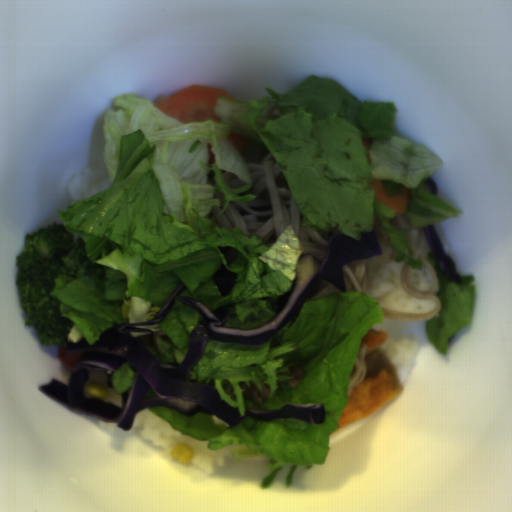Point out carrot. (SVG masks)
<instances>
[{"label": "carrot", "mask_w": 512, "mask_h": 512, "mask_svg": "<svg viewBox=\"0 0 512 512\" xmlns=\"http://www.w3.org/2000/svg\"><path fill=\"white\" fill-rule=\"evenodd\" d=\"M362 141H363L364 148L366 149V151H365L366 160H367L368 164H372V160L370 158V149L372 147L371 137H363Z\"/></svg>", "instance_id": "carrot-5"}, {"label": "carrot", "mask_w": 512, "mask_h": 512, "mask_svg": "<svg viewBox=\"0 0 512 512\" xmlns=\"http://www.w3.org/2000/svg\"><path fill=\"white\" fill-rule=\"evenodd\" d=\"M218 97L236 100L225 89L190 85L170 96L163 93L155 99L153 104L167 117L175 118L183 125L206 120L221 123L214 112Z\"/></svg>", "instance_id": "carrot-1"}, {"label": "carrot", "mask_w": 512, "mask_h": 512, "mask_svg": "<svg viewBox=\"0 0 512 512\" xmlns=\"http://www.w3.org/2000/svg\"><path fill=\"white\" fill-rule=\"evenodd\" d=\"M370 186L374 188V196L378 198V204H382L390 210H395L396 216L407 211L410 193L407 186H404V194L396 195H388L381 180H375Z\"/></svg>", "instance_id": "carrot-2"}, {"label": "carrot", "mask_w": 512, "mask_h": 512, "mask_svg": "<svg viewBox=\"0 0 512 512\" xmlns=\"http://www.w3.org/2000/svg\"><path fill=\"white\" fill-rule=\"evenodd\" d=\"M212 148H213V145L211 143H207V151L209 154L208 164H211V165L213 163H215V161H216V156H215V153L213 152Z\"/></svg>", "instance_id": "carrot-6"}, {"label": "carrot", "mask_w": 512, "mask_h": 512, "mask_svg": "<svg viewBox=\"0 0 512 512\" xmlns=\"http://www.w3.org/2000/svg\"><path fill=\"white\" fill-rule=\"evenodd\" d=\"M228 138L231 144L235 147V149L240 152L246 148L249 142L248 137L246 135H238L232 132L228 136Z\"/></svg>", "instance_id": "carrot-4"}, {"label": "carrot", "mask_w": 512, "mask_h": 512, "mask_svg": "<svg viewBox=\"0 0 512 512\" xmlns=\"http://www.w3.org/2000/svg\"><path fill=\"white\" fill-rule=\"evenodd\" d=\"M58 359L61 360L66 367L73 370L74 367L80 362L83 352L80 350L68 351L67 345L59 347Z\"/></svg>", "instance_id": "carrot-3"}]
</instances>
